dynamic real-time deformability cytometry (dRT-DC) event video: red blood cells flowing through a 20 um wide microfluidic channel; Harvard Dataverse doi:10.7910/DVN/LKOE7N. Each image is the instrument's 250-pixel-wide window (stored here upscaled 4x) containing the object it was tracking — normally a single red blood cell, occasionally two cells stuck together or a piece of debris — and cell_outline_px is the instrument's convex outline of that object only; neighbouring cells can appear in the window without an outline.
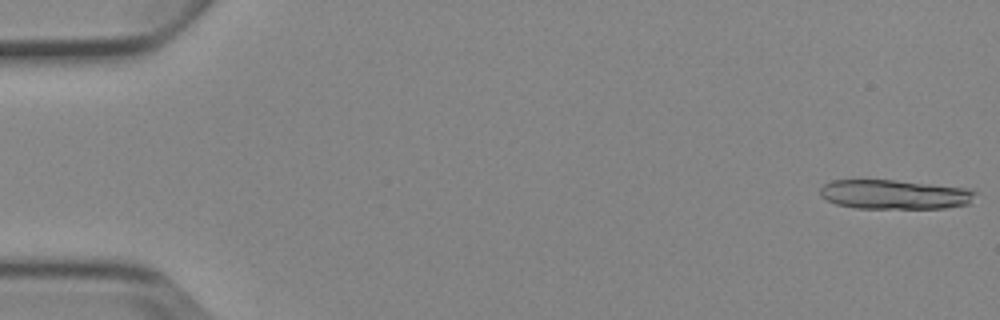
{"species": "Egyptian fruit bat (a non-hibernating species)", "species_latin": "Rousettus aegyptiacus", "temperature_condition": "cold", "stored_images_in_passage": 6, "camera_frame_rate_fps": 3000, "um_per_image_px": 0.085, "animal": {"sex": "female"}, "frame": {"image": 1, "passage_image": 1, "time_ms": 0.0, "image_size_px": [1000, 320], "cell_outline_px": [[976, 192], [972, 204], [944, 208], [856, 208], [836, 204], [820, 196], [820, 188], [824, 184], [832, 180], [892, 180], [972, 188]], "centroid_in_image_um": [76.09, 16.53], "position_along_channel_um": 8.9, "area_um2": 26.76}}